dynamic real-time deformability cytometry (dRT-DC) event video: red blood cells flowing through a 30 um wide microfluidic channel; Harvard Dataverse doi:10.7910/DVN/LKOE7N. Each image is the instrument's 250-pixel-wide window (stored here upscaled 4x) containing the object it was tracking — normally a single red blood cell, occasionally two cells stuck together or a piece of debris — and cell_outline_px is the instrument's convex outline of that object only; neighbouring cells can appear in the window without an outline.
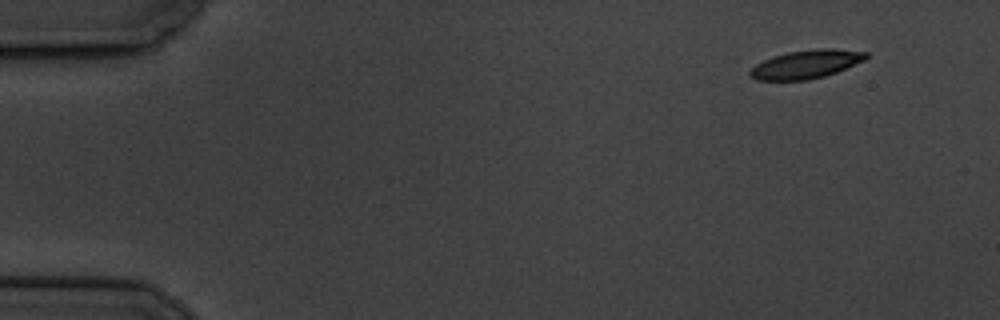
{"species": "common noctule bat (a hibernating species)", "species_latin": "Nyctalus noctula", "temperature_condition": "cold", "stored_images_in_passage": 12, "camera_frame_rate_fps": 3000, "um_per_image_px": 0.085, "animal": {"sex": "male", "body_mass_g": 19.5, "forearm_length_mm": 54.6}, "frame": {"image": 1, "passage_image": 1, "time_ms": 0.0, "image_size_px": [1000, 320], "cell_outline_px": [[868, 56], [864, 60], [836, 72], [824, 76], [804, 80], [756, 80], [748, 72], [756, 64], [772, 56], [788, 52], [820, 48], [832, 48], [868, 52]], "centroid_in_image_um": [68.52, 5.45], "position_along_channel_um": 16.5, "area_um2": 19.02}}